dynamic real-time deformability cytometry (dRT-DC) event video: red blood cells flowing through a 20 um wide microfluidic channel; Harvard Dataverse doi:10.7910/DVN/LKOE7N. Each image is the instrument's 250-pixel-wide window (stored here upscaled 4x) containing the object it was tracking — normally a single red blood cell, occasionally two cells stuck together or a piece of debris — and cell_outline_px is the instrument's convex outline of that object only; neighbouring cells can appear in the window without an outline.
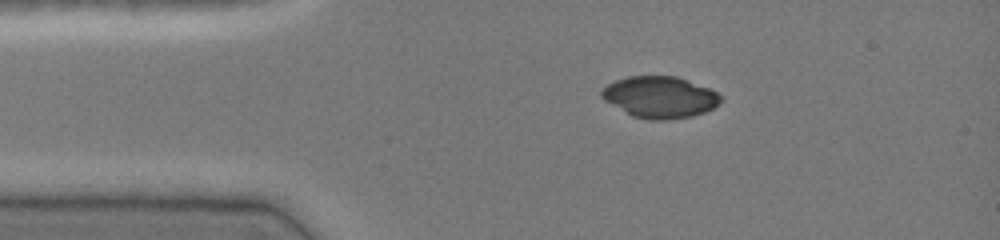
{"species": "common noctule bat (a hibernating species)", "species_latin": "Nyctalus noctula", "temperature_condition": "cold", "stored_images_in_passage": 39, "camera_frame_rate_fps": 3000, "um_per_image_px": 0.085, "animal": {"sex": "female", "body_mass_g": 19.0, "forearm_length_mm": 51.5}, "frame": {"image": 1, "passage_image": 1, "time_ms": 0.0, "image_size_px": [1000, 240], "cell_outline_px": [[724, 100], [720, 104], [704, 112], [692, 116], [668, 120], [648, 120], [632, 116], [604, 100], [600, 96], [600, 92], [608, 84], [616, 80], [628, 76], [676, 76], [708, 88], [716, 92]], "centroid_in_image_um": [56.09, 8.26], "position_along_channel_um": 28.9, "area_um2": 28.78}}
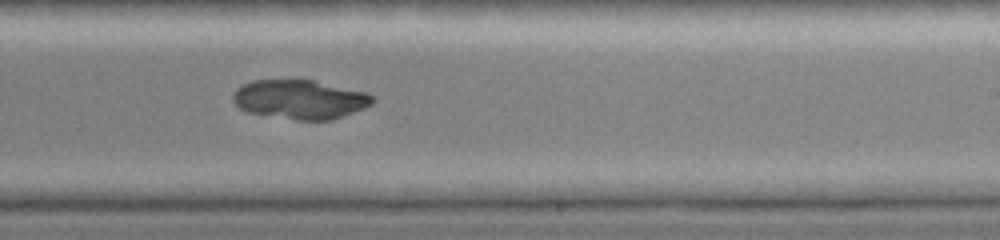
{"frame": {"image": 2, "passage_image": 21, "time_ms": 6.667, "image_size_px": [1000, 240], "cell_outline_px": [[376, 100], [372, 104], [364, 108], [332, 120], [296, 120], [248, 112], [240, 108], [232, 100], [232, 92], [236, 88], [252, 80], [312, 80], [368, 92]], "centroid_in_image_um": [25.5, 8.45], "position_along_channel_um": 263.5, "area_um2": 31.91}}
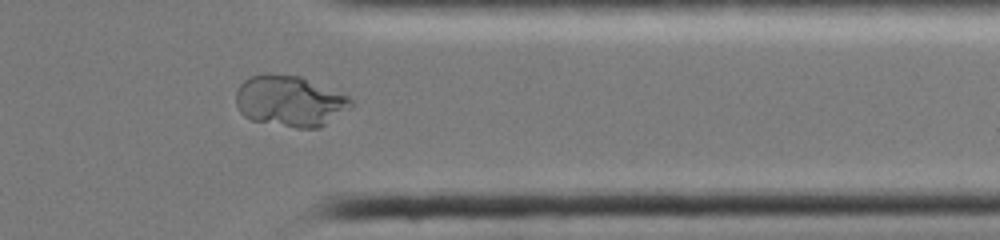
{"frame": {"image": 3, "passage_image": 30, "time_ms": 9.667, "image_size_px": [1000, 240], "cell_outline_px": [[352, 108], [320, 128], [296, 128], [252, 120], [244, 116], [240, 112], [236, 104], [236, 92], [240, 84], [244, 80], [252, 76], [268, 72], [300, 76], [348, 96], [352, 100]], "centroid_in_image_um": [24.64, 8.59], "position_along_channel_um": 386.8, "area_um2": 34.39}}